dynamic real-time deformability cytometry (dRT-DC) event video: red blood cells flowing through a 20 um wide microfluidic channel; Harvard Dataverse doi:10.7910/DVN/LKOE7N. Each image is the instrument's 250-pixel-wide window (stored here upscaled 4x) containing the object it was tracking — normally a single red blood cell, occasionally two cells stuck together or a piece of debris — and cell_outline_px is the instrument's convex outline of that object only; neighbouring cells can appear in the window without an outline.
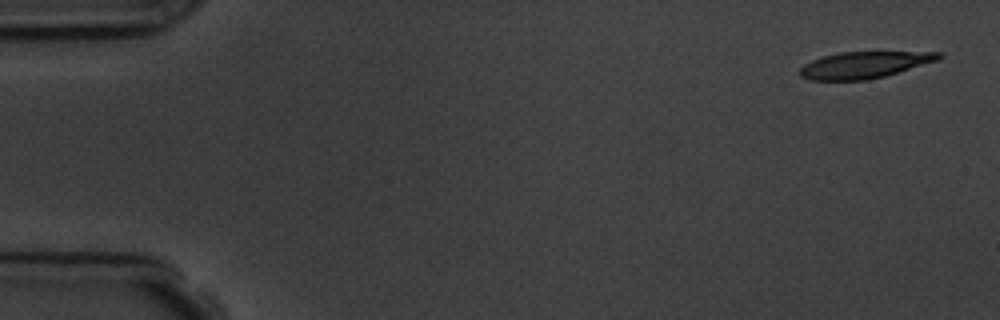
{"species": "common noctule bat (a hibernating species)", "species_latin": "Nyctalus noctula", "temperature_condition": "room temperature", "stored_images_in_passage": 5, "camera_frame_rate_fps": 3000, "um_per_image_px": 0.085, "animal": {"sex": "male", "body_mass_g": 19.5, "forearm_length_mm": 54.6}, "frame": {"image": 1, "passage_image": 1, "time_ms": 0.0, "image_size_px": [1000, 320], "cell_outline_px": [[944, 56], [940, 60], [884, 76], [864, 80], [812, 80], [800, 76], [800, 68], [804, 64], [812, 60], [824, 56], [840, 52], [940, 52]], "centroid_in_image_um": [73.49, 5.51], "position_along_channel_um": 11.5, "area_um2": 21.39}}
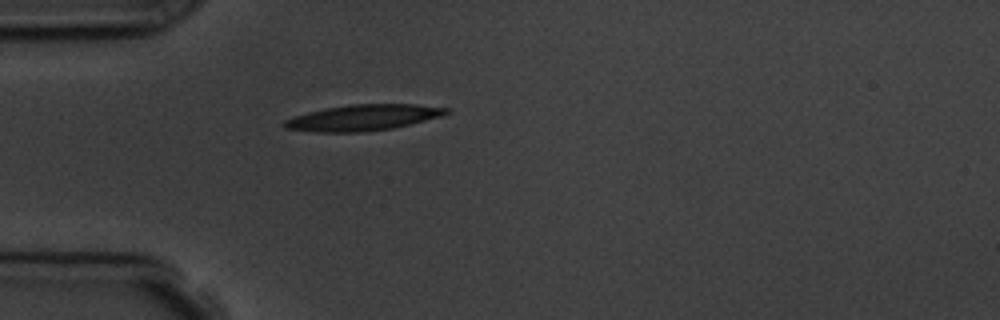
{"frame": {"image": 2, "passage_image": 5, "time_ms": 4.333, "image_size_px": [1000, 320], "cell_outline_px": [[448, 112], [440, 116], [392, 128], [360, 132], [316, 132], [284, 128], [280, 124], [284, 120], [308, 112], [324, 108], [352, 104], [416, 104], [448, 108]], "centroid_in_image_um": [30.79, 9.99], "position_along_channel_um": 54.2, "area_um2": 24.22}}